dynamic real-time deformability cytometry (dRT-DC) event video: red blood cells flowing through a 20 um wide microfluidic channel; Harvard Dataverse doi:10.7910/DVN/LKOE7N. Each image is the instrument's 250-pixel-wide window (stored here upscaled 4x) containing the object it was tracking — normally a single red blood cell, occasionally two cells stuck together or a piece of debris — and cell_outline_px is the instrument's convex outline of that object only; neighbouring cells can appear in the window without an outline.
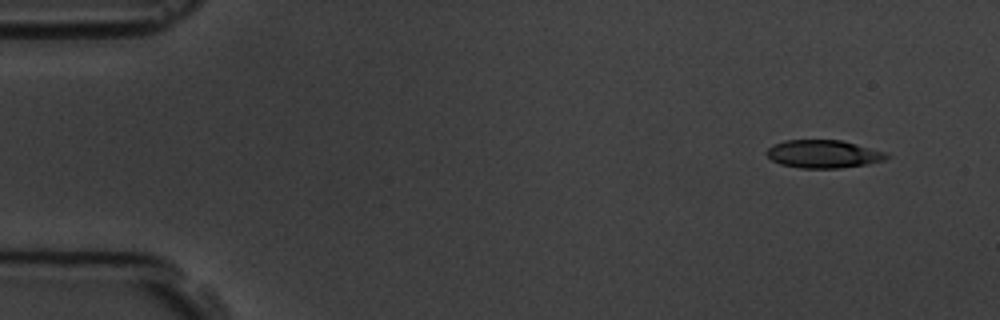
{"species": "common noctule bat (a hibernating species)", "species_latin": "Nyctalus noctula", "temperature_condition": "room temperature", "stored_images_in_passage": 5, "camera_frame_rate_fps": 3000, "um_per_image_px": 0.085, "animal": {"sex": "male", "body_mass_g": 19.5, "forearm_length_mm": 54.6}, "frame": {"image": 1, "passage_image": 1, "time_ms": 0.0, "image_size_px": [1000, 320], "cell_outline_px": [[892, 156], [884, 160], [868, 164], [840, 168], [800, 168], [780, 164], [772, 160], [764, 152], [768, 148], [784, 140], [840, 140], [884, 152]], "centroid_in_image_um": [69.97, 13.1], "position_along_channel_um": 15.0, "area_um2": 19.42}}
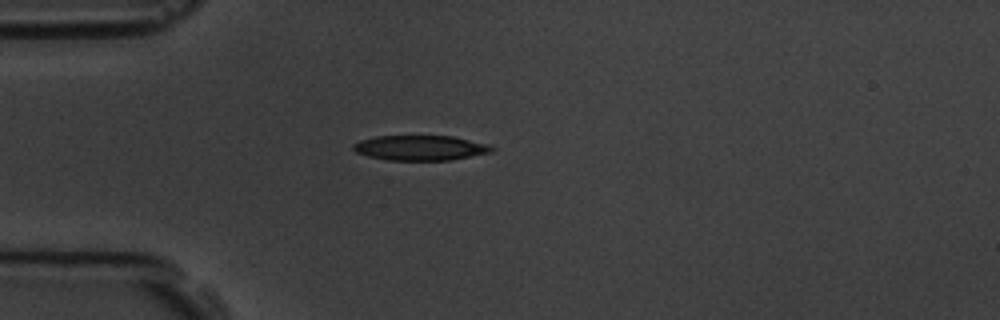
{"frame": {"image": 2, "passage_image": 4, "time_ms": 3.667, "image_size_px": [1000, 320], "cell_outline_px": [[496, 148], [492, 152], [452, 160], [388, 160], [368, 156], [356, 152], [352, 148], [352, 144], [360, 140], [376, 136], [452, 136], [488, 144]], "centroid_in_image_um": [35.73, 12.57], "position_along_channel_um": 49.3, "area_um2": 20.23}}